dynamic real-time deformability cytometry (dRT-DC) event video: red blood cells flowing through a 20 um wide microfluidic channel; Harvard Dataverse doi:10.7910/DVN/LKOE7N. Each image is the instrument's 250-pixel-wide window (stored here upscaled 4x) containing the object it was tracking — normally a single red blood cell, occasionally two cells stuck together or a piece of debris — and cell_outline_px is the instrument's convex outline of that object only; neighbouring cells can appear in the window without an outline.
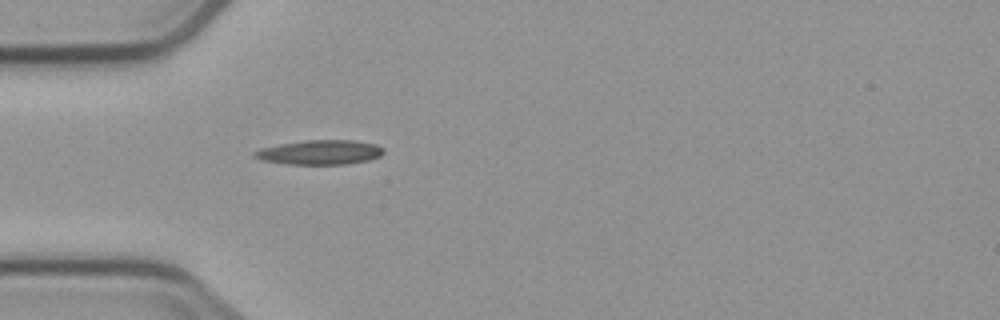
{"species": "common noctule bat (a hibernating species)", "species_latin": "Nyctalus noctula", "temperature_condition": "cold", "stored_images_in_passage": 2, "camera_frame_rate_fps": 3000, "um_per_image_px": 0.085, "animal": {"sex": "male", "body_mass_g": 23.1, "forearm_length_mm": 52.7}, "frame": {"image": 1, "passage_image": 2, "time_ms": 1.333, "image_size_px": [1000, 320], "cell_outline_px": [[384, 152], [380, 156], [368, 160], [344, 164], [288, 164], [260, 160], [252, 156], [252, 152], [260, 148], [280, 144], [304, 140], [352, 140], [376, 144], [384, 148]], "centroid_in_image_um": [27.16, 12.94], "position_along_channel_um": 57.8, "area_um2": 18.5}}